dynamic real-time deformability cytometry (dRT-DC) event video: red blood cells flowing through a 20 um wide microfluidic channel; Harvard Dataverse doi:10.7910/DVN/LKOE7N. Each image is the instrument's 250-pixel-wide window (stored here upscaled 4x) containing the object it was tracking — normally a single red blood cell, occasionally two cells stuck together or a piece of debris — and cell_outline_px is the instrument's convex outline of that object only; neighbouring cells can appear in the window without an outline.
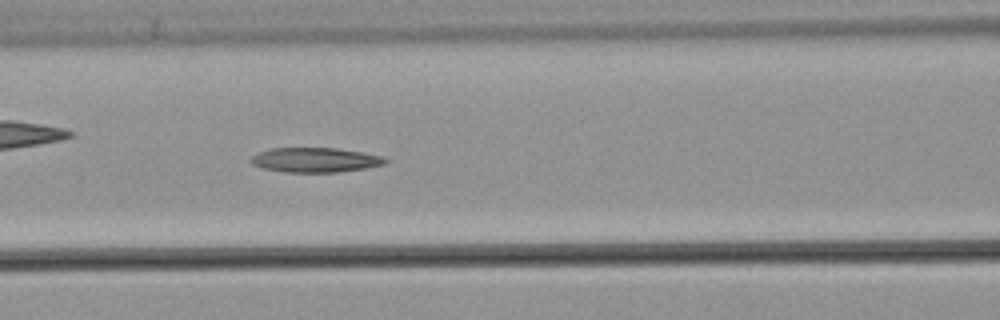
{"species": "common noctule bat (a hibernating species)", "species_latin": "Nyctalus noctula", "temperature_condition": "warm", "stored_images_in_passage": 53, "camera_frame_rate_fps": 3000, "um_per_image_px": 0.085, "animal": {"sex": "male", "body_mass_g": 21.5, "forearm_length_mm": 52.0}, "frame": {"image": 1, "passage_image": 23, "time_ms": 7.333, "image_size_px": [1000, 320], "cell_outline_px": [[388, 160], [384, 164], [364, 168], [336, 172], [284, 172], [264, 168], [252, 164], [248, 160], [252, 156], [268, 148], [336, 148], [364, 152], [380, 156]], "centroid_in_image_um": [26.75, 13.59], "position_along_channel_um": 139.8, "area_um2": 19.19}}